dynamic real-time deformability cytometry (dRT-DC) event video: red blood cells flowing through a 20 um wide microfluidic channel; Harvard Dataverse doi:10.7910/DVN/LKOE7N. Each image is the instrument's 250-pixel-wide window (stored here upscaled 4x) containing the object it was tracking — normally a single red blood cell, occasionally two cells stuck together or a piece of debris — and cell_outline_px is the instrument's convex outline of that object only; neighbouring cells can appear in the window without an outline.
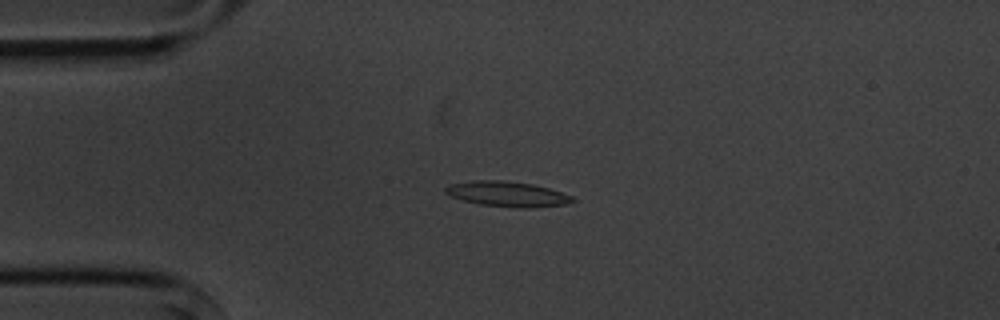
{"species": "common noctule bat (a hibernating species)", "species_latin": "Nyctalus noctula", "temperature_condition": "cold", "stored_images_in_passage": 4, "camera_frame_rate_fps": 3000, "um_per_image_px": 0.085, "animal": {"sex": "male", "body_mass_g": 20.1, "forearm_length_mm": 53.5}, "frame": {"image": 1, "passage_image": 3, "time_ms": 2.333, "image_size_px": [1000, 320], "cell_outline_px": [[576, 200], [568, 204], [528, 208], [520, 208], [480, 204], [448, 196], [444, 192], [444, 188], [448, 184], [472, 180], [500, 180], [532, 184], [548, 188], [572, 196]], "centroid_in_image_um": [43.08, 16.49], "position_along_channel_um": 41.9, "area_um2": 18.67}}